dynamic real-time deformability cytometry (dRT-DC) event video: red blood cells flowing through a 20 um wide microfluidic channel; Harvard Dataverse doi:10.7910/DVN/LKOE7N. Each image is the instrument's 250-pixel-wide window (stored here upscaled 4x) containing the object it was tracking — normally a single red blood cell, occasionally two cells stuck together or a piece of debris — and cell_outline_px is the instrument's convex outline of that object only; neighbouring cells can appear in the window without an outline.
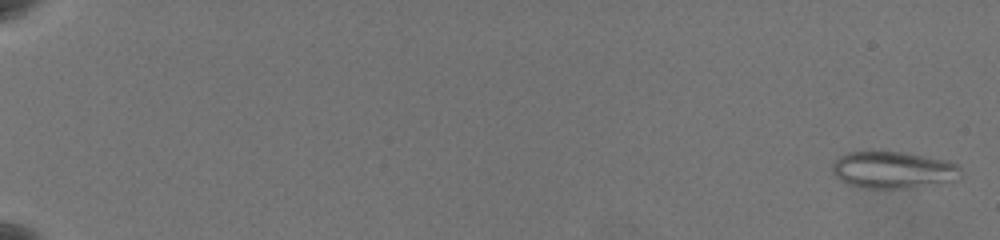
{"species": "common noctule bat (a hibernating species)", "species_latin": "Nyctalus noctula", "temperature_condition": "warm", "stored_images_in_passage": 63, "camera_frame_rate_fps": 3000, "um_per_image_px": 0.085, "animal": {"sex": "female", "body_mass_g": 19.5, "forearm_length_mm": 54.1}, "frame": {"image": 1, "passage_image": 2, "time_ms": 0.333, "image_size_px": [1000, 240], "cell_outline_px": [[960, 168], [956, 180], [896, 188], [868, 188], [848, 184], [840, 180], [832, 172], [832, 164], [840, 156], [848, 152], [872, 148], [900, 152], [948, 160], [956, 164]], "centroid_in_image_um": [75.81, 14.38], "position_along_channel_um": 9.2, "area_um2": 27.63}}
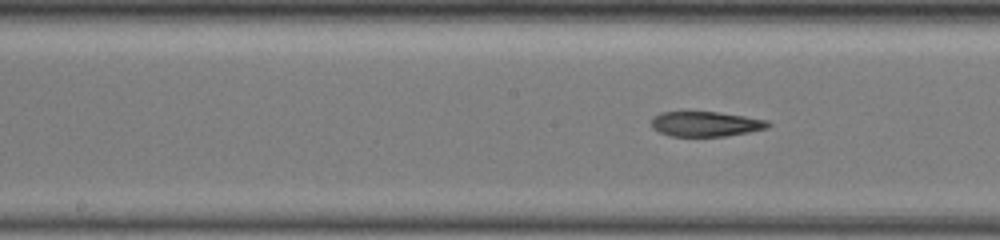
{"frame": {"image": 2, "passage_image": 36, "time_ms": 11.667, "image_size_px": [1000, 240], "cell_outline_px": [[772, 124], [768, 128], [748, 132], [724, 136], [668, 136], [652, 128], [652, 116], [660, 112], [716, 112], [744, 116], [768, 120]], "centroid_in_image_um": [59.98, 10.54], "position_along_channel_um": 188.2, "area_um2": 16.99}}
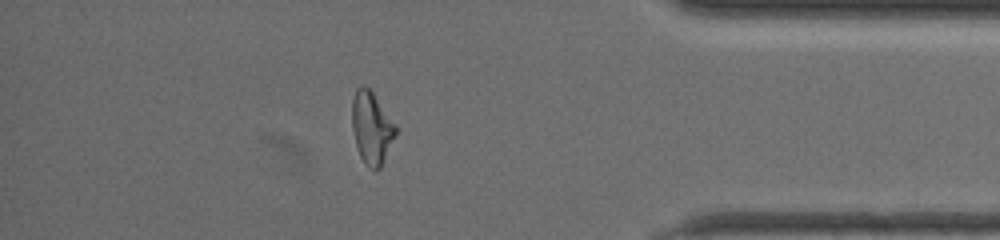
{"frame": {"image": 3, "passage_image": 56, "time_ms": 18.333, "image_size_px": [1000, 240], "cell_outline_px": [[396, 136], [380, 168], [376, 172], [368, 168], [364, 164], [360, 156], [356, 144], [352, 128], [352, 100], [356, 88], [360, 84], [364, 84], [372, 92], [396, 124]], "centroid_in_image_um": [31.58, 10.88], "position_along_channel_um": 403.6, "area_um2": 18.55}, "authors_computed_cell_mechanics": {"area_um2": 19.4208, "velocity_mm_per_s": 3.5752, "shape_relaxation_time_tau1_ms": null, "shape_relaxation_time_tau2_ms": 2.7271, "deformation_change_tau1": null, "deformation_change_tau2": 0.1181}}